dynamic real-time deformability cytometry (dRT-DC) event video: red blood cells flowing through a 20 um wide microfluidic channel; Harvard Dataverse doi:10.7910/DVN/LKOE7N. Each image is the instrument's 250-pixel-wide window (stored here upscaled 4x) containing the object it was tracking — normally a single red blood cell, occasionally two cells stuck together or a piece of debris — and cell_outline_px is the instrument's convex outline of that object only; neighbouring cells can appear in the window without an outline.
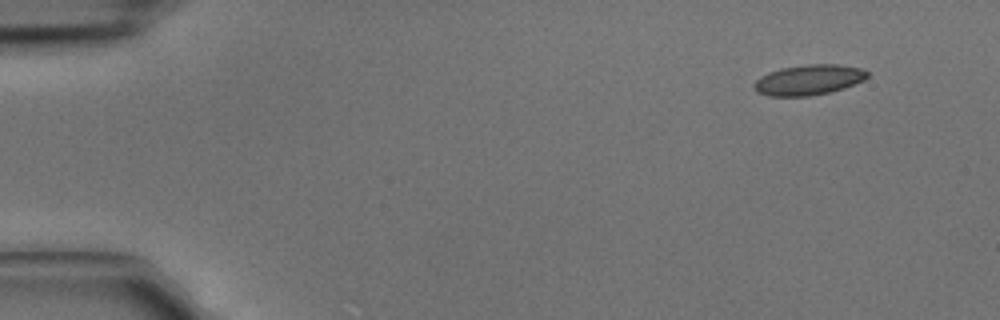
{"species": "common noctule bat (a hibernating species)", "species_latin": "Nyctalus noctula", "temperature_condition": "cold", "stored_images_in_passage": 4, "camera_frame_rate_fps": 3000, "um_per_image_px": 0.085, "animal": {"sex": "male", "body_mass_g": 15.6}, "frame": {"image": 1, "passage_image": 1, "time_ms": 0.0, "image_size_px": [1000, 320], "cell_outline_px": [[868, 76], [864, 80], [844, 88], [828, 92], [808, 96], [768, 96], [756, 92], [752, 84], [760, 76], [768, 72], [780, 68], [808, 64], [836, 64], [860, 68], [868, 72]], "centroid_in_image_um": [68.69, 6.79], "position_along_channel_um": 16.3, "area_um2": 20.06}}
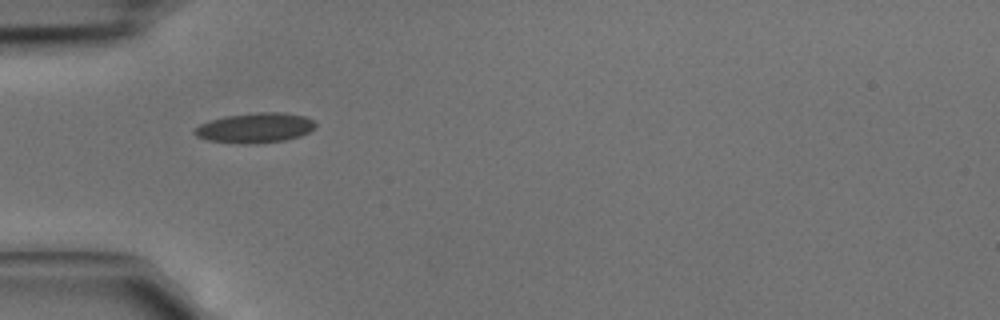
{"frame": {"image": 2, "passage_image": 4, "time_ms": 1.0, "image_size_px": [1000, 320], "cell_outline_px": [[316, 128], [300, 136], [284, 140], [248, 144], [244, 144], [208, 140], [196, 136], [192, 132], [200, 124], [208, 120], [224, 116], [256, 112], [284, 112], [304, 116], [312, 120], [316, 124]], "centroid_in_image_um": [21.67, 10.85], "position_along_channel_um": 63.3, "area_um2": 21.15}}